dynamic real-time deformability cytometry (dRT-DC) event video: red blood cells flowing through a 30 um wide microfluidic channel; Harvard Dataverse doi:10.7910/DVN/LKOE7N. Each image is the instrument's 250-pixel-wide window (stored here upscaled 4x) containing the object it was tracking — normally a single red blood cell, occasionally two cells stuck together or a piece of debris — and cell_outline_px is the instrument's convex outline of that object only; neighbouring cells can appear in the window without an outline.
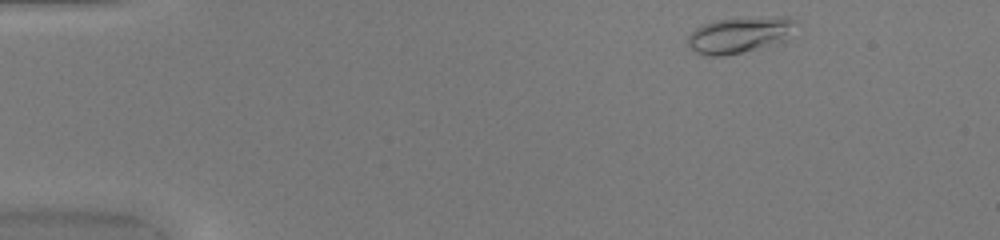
{"species": "common noctule bat (a hibernating species)", "species_latin": "Nyctalus noctula", "temperature_condition": "warm", "stored_images_in_passage": 46, "camera_frame_rate_fps": 3000, "um_per_image_px": 0.085, "animal": {"sex": "female", "body_mass_g": 20.0, "forearm_length_mm": 54.0}, "frame": {"image": 1, "passage_image": 3, "time_ms": 0.667, "image_size_px": [1000, 240], "cell_outline_px": [[796, 20], [784, 44], [724, 56], [704, 56], [688, 48], [688, 36], [696, 28], [704, 24], [716, 20], [776, 16], [788, 16]], "centroid_in_image_um": [62.89, 3.0], "position_along_channel_um": 22.1, "area_um2": 23.06}}
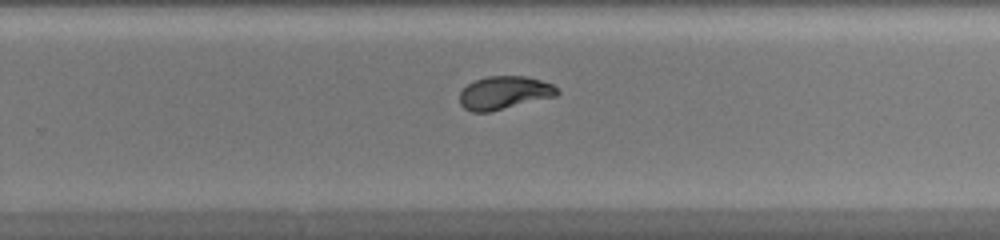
{"frame": {"image": 2, "passage_image": 29, "time_ms": 9.333, "image_size_px": [1000, 240], "cell_outline_px": [[560, 92], [556, 96], [488, 112], [472, 112], [464, 108], [460, 104], [460, 92], [468, 84], [476, 80], [488, 76], [524, 76], [540, 80], [552, 84]], "centroid_in_image_um": [42.85, 7.89], "position_along_channel_um": 287.0, "area_um2": 18.61}}
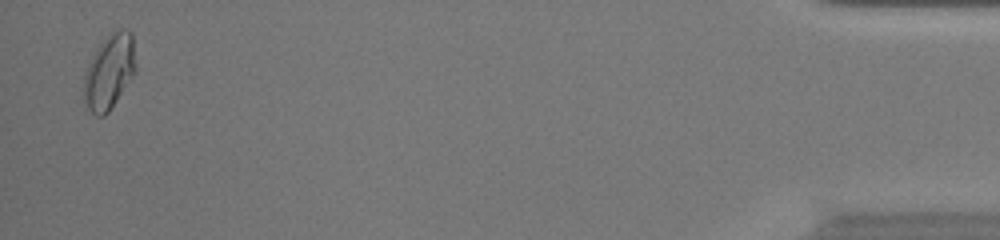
{"frame": {"image": 3, "passage_image": 45, "time_ms": 14.667, "image_size_px": [1000, 240], "cell_outline_px": [[136, 72], [108, 112], [104, 116], [96, 116], [88, 108], [84, 100], [84, 72], [92, 56], [100, 44], [112, 32], [120, 28], [124, 28], [132, 32], [136, 64]], "centroid_in_image_um": [9.31, 6.08], "position_along_channel_um": 425.9, "area_um2": 22.54}, "authors_computed_cell_mechanics": {"area_um2": 19.5364, "velocity_mm_per_s": 4.1706, "shape_relaxation_time_tau1_ms": 6.3253, "shape_relaxation_time_tau2_ms": 0.8568, "deformation_change_tau1": 0.2246, "deformation_change_tau2": 0.0347}}